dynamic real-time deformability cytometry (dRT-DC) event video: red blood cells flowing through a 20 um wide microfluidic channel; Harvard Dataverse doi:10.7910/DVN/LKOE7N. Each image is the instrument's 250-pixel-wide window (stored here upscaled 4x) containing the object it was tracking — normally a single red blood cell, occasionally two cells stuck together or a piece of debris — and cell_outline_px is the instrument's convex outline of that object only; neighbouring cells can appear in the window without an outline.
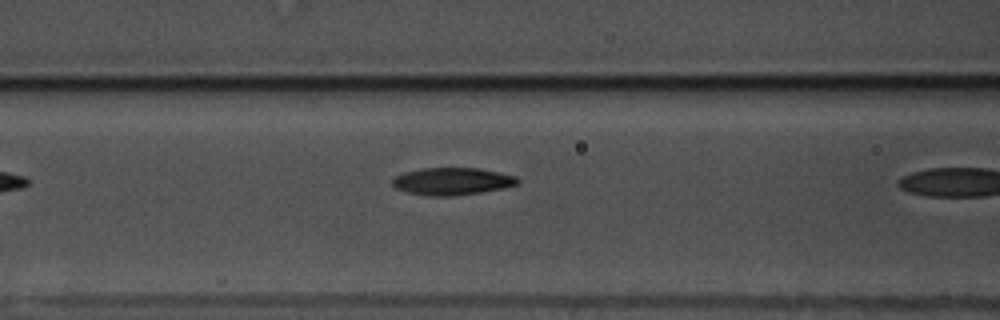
{"species": "common noctule bat (a hibernating species)", "species_latin": "Nyctalus noctula", "temperature_condition": "warm", "stored_images_in_passage": 4, "camera_frame_rate_fps": 3000, "um_per_image_px": 0.085, "animal": {"sex": "male", "body_mass_g": 17.5, "forearm_length_mm": 52.3}, "frame": {"image": 1, "passage_image": 3, "time_ms": 0.667, "image_size_px": [1000, 320], "cell_outline_px": [[520, 180], [516, 184], [504, 188], [480, 192], [452, 196], [428, 196], [408, 192], [396, 188], [392, 184], [392, 180], [396, 176], [404, 172], [420, 168], [480, 168], [516, 176]], "centroid_in_image_um": [38.43, 15.4], "position_along_channel_um": 128.2, "area_um2": 19.88}}